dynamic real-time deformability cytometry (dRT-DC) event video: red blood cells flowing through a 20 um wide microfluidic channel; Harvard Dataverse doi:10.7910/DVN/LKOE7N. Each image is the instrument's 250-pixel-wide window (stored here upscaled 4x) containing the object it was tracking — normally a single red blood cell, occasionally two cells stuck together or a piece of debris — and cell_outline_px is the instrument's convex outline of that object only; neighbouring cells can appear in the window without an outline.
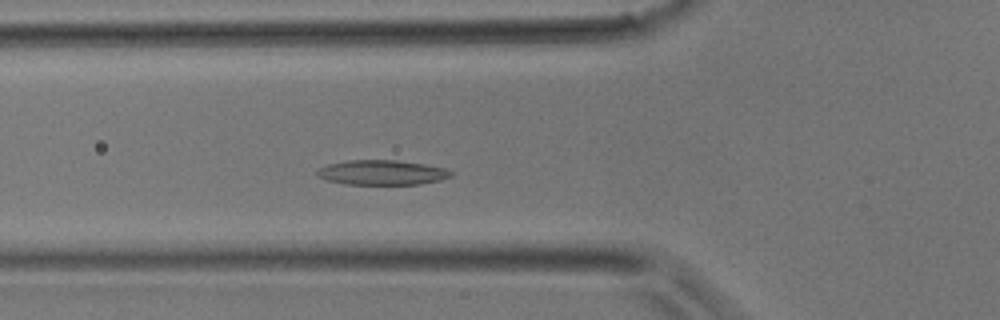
{"species": "common noctule bat (a hibernating species)", "species_latin": "Nyctalus noctula", "temperature_condition": "room temperature", "stored_images_in_passage": 31, "camera_frame_rate_fps": 3000, "um_per_image_px": 0.085, "animal": {"sex": "male", "body_mass_g": 17.9}, "frame": {"image": 1, "passage_image": 6, "time_ms": 1.667, "image_size_px": [1000, 320], "cell_outline_px": [[456, 172], [452, 176], [440, 180], [420, 184], [344, 184], [328, 180], [320, 176], [316, 172], [320, 168], [328, 164], [348, 160], [396, 160], [424, 164], [444, 168]], "centroid_in_image_um": [32.52, 14.66], "position_along_channel_um": 93.3, "area_um2": 19.25}}
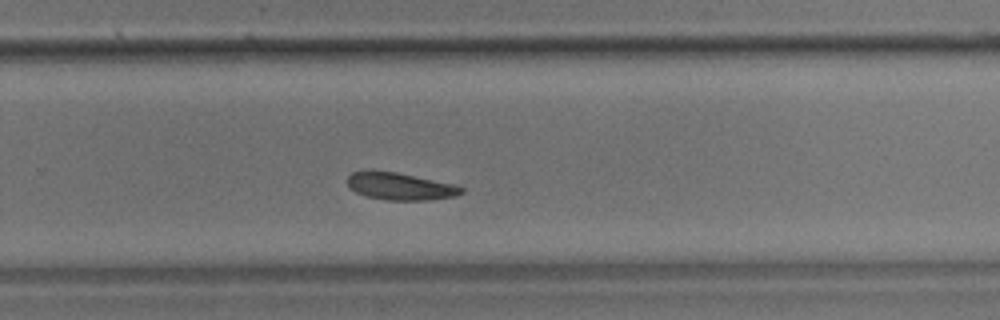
{"frame": {"image": 2, "passage_image": 18, "time_ms": 5.667, "image_size_px": [1000, 320], "cell_outline_px": [[464, 192], [456, 196], [428, 200], [384, 200], [364, 196], [348, 188], [348, 176], [352, 172], [372, 168], [396, 172], [452, 184], [464, 188]], "centroid_in_image_um": [33.93, 15.82], "position_along_channel_um": 295.9, "area_um2": 18.44}}
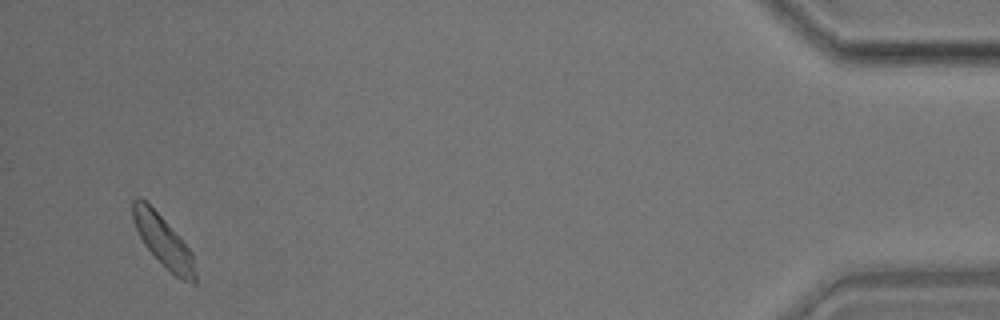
{"frame": {"image": 3, "passage_image": 30, "time_ms": 9.667, "image_size_px": [1000, 320], "cell_outline_px": [[196, 284], [192, 284], [180, 280], [144, 244], [136, 228], [132, 216], [132, 200], [136, 196], [144, 200], [164, 220], [192, 252], [196, 272]], "centroid_in_image_um": [13.9, 20.52], "position_along_channel_um": 421.3, "area_um2": 18.03}}